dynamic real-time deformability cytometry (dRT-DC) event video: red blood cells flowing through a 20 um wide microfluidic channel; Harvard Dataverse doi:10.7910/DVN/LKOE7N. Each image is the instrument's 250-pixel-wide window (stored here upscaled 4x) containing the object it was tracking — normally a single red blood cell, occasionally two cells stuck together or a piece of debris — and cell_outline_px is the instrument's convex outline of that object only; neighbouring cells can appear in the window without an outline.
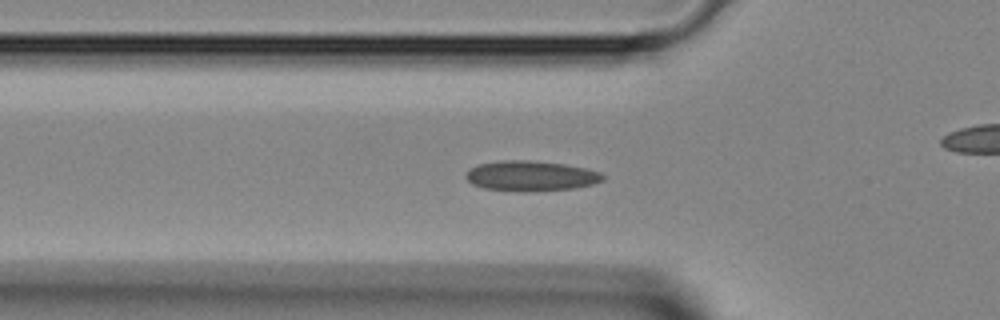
{"species": "Egyptian fruit bat (a non-hibernating species)", "species_latin": "Rousettus aegyptiacus", "temperature_condition": "room temperature", "stored_images_in_passage": 35, "camera_frame_rate_fps": 3000, "um_per_image_px": 0.085, "animal": {"sex": "female"}, "frame": {"image": 1, "passage_image": 5, "time_ms": 1.333, "image_size_px": [1000, 320], "cell_outline_px": [[604, 180], [592, 184], [572, 188], [484, 188], [472, 184], [464, 176], [464, 172], [468, 168], [476, 164], [500, 160], [532, 160], [564, 164], [584, 168], [600, 172], [604, 176]], "centroid_in_image_um": [45.06, 14.88], "position_along_channel_um": 80.7, "area_um2": 23.0}}
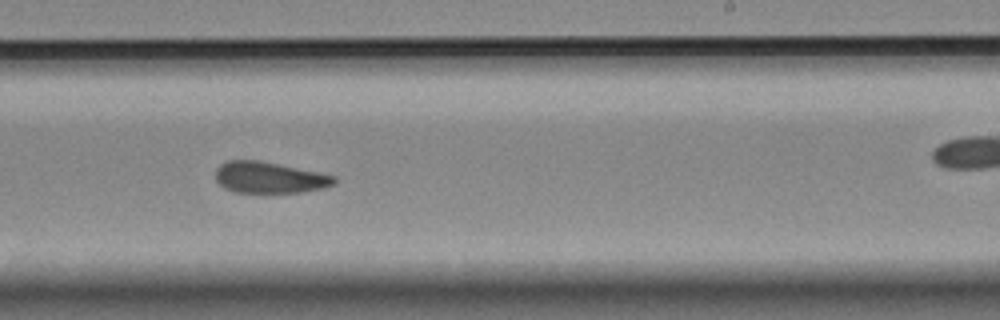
{"frame": {"image": 2, "passage_image": 17, "time_ms": 5.333, "image_size_px": [1000, 320], "cell_outline_px": [[336, 184], [324, 188], [304, 192], [236, 192], [224, 188], [216, 180], [216, 168], [220, 164], [228, 160], [260, 160], [336, 176]], "centroid_in_image_um": [22.9, 15.09], "position_along_channel_um": 266.1, "area_um2": 21.62}}
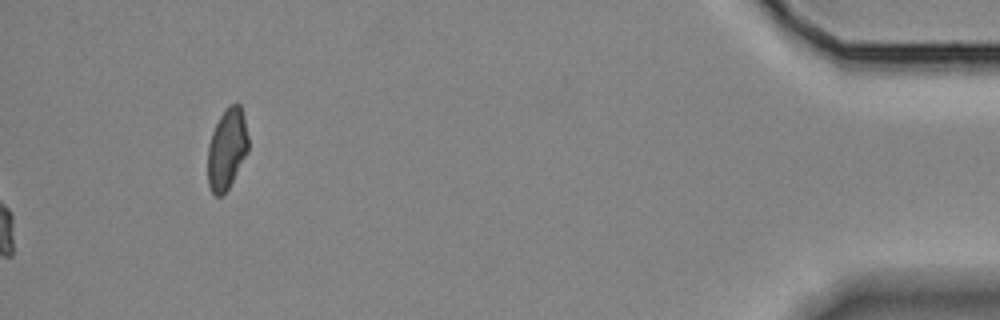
{"frame": {"image": 3, "passage_image": 35, "time_ms": 11.333, "image_size_px": [1000, 320], "cell_outline_px": [[248, 152], [228, 188], [220, 196], [216, 196], [212, 192], [208, 184], [208, 144], [212, 132], [220, 116], [228, 104], [240, 104], [248, 136]], "centroid_in_image_um": [19.28, 12.65], "position_along_channel_um": 415.9, "area_um2": 18.9}}